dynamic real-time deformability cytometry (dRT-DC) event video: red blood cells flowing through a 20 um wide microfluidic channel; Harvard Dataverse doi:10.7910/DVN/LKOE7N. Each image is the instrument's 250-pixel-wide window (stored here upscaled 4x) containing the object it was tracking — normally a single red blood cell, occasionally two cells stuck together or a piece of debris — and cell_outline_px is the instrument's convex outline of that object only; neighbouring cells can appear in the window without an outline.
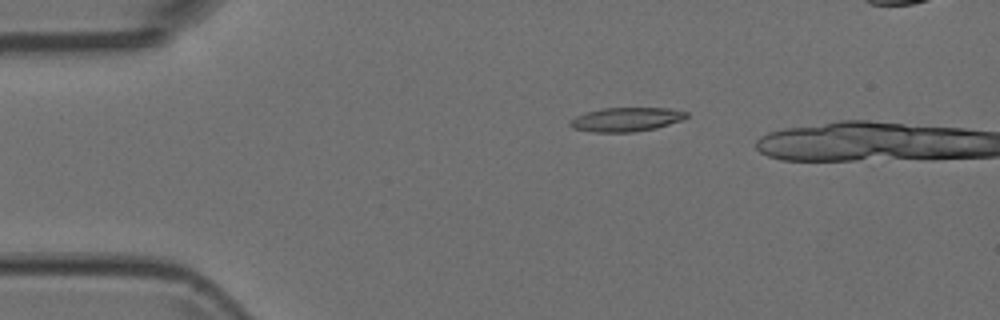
{"species": "Egyptian fruit bat (a non-hibernating species)", "species_latin": "Rousettus aegyptiacus", "temperature_condition": "room temperature", "stored_images_in_passage": 4, "camera_frame_rate_fps": 3000, "um_per_image_px": 0.085, "animal": {"sex": "female"}, "frame": {"image": 1, "passage_image": 3, "time_ms": 0.667, "image_size_px": [1000, 320], "cell_outline_px": [[688, 116], [684, 120], [656, 128], [636, 132], [592, 132], [572, 128], [568, 124], [568, 120], [576, 116], [588, 112], [604, 108], [668, 108], [688, 112]], "centroid_in_image_um": [53.24, 10.16], "position_along_channel_um": 31.8, "area_um2": 16.42}}